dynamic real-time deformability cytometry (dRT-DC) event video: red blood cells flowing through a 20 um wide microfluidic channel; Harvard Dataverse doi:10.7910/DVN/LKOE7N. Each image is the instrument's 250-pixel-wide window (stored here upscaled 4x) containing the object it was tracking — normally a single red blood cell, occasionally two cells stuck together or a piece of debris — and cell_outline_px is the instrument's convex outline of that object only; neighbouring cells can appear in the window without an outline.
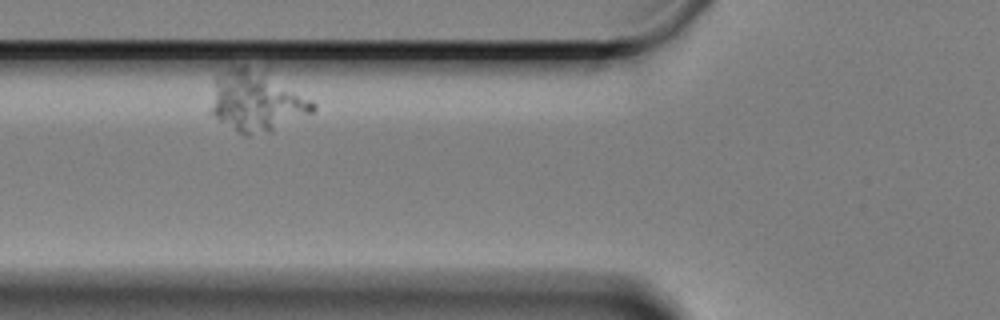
{"species": "Egyptian fruit bat (a non-hibernating species)", "species_latin": "Rousettus aegyptiacus", "temperature_condition": "cold", "stored_images_in_passage": 38, "camera_frame_rate_fps": 3000, "um_per_image_px": 0.085, "animal": {"sex": "female"}, "frame": {"image": 1, "passage_image": 6, "time_ms": 1.667, "image_size_px": [1000, 320], "cell_outline_px": [[316, 108], [312, 112], [272, 132], [248, 136], [244, 136], [236, 132], [208, 112], [212, 80], [228, 64], [244, 64], [264, 72], [312, 100], [316, 104]], "centroid_in_image_um": [21.68, 8.59], "position_along_channel_um": 104.1, "area_um2": 36.93}}
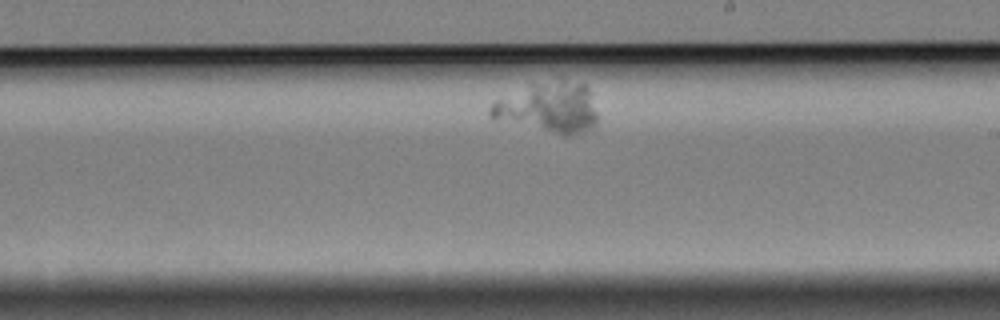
{"frame": {"image": 2, "passage_image": 22, "time_ms": 7.0, "image_size_px": [1000, 320], "cell_outline_px": [[596, 124], [592, 128], [584, 132], [572, 136], [564, 136], [492, 120], [488, 116], [488, 108], [496, 100], [532, 84], [560, 76], [584, 84], [588, 88], [596, 112]], "centroid_in_image_um": [46.6, 9.14], "position_along_channel_um": 242.4, "area_um2": 32.37}}
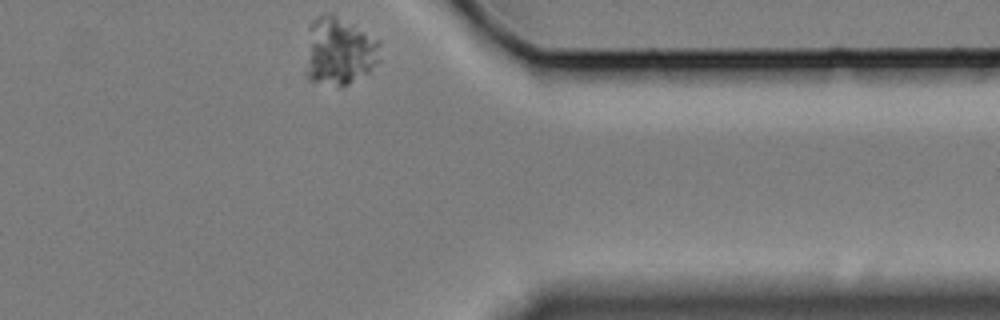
{"frame": {"image": 3, "passage_image": 38, "time_ms": 12.333, "image_size_px": [1000, 320], "cell_outline_px": [[380, 60], [368, 72], [348, 84], [336, 84], [308, 80], [308, 24], [316, 16], [324, 12], [332, 12], [380, 40]], "centroid_in_image_um": [28.86, 4.27], "position_along_channel_um": 382.5, "area_um2": 29.19}}